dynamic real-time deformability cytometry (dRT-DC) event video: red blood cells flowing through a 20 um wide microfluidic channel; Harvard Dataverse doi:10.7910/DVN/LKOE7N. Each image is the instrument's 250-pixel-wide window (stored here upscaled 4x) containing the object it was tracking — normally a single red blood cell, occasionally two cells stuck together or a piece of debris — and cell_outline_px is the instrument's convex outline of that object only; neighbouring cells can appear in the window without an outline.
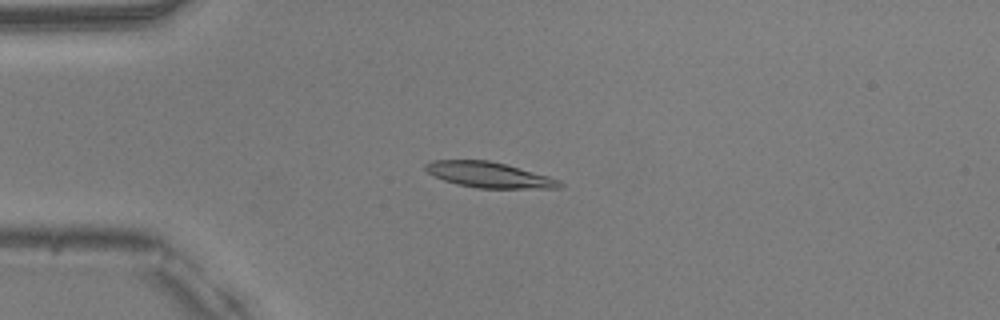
{"species": "common noctule bat (a hibernating species)", "species_latin": "Nyctalus noctula", "temperature_condition": "warm", "stored_images_in_passage": 44, "camera_frame_rate_fps": 3000, "um_per_image_px": 0.085, "animal": {"sex": "male", "body_mass_g": 20.5, "forearm_length_mm": 52.5}, "frame": {"image": 1, "passage_image": 5, "time_ms": 1.333, "image_size_px": [1000, 320], "cell_outline_px": [[564, 188], [476, 188], [456, 184], [444, 180], [428, 172], [424, 168], [424, 164], [432, 160], [488, 160], [504, 164], [548, 176], [560, 180], [564, 184]], "centroid_in_image_um": [41.58, 14.87], "position_along_channel_um": 43.4, "area_um2": 19.88}}
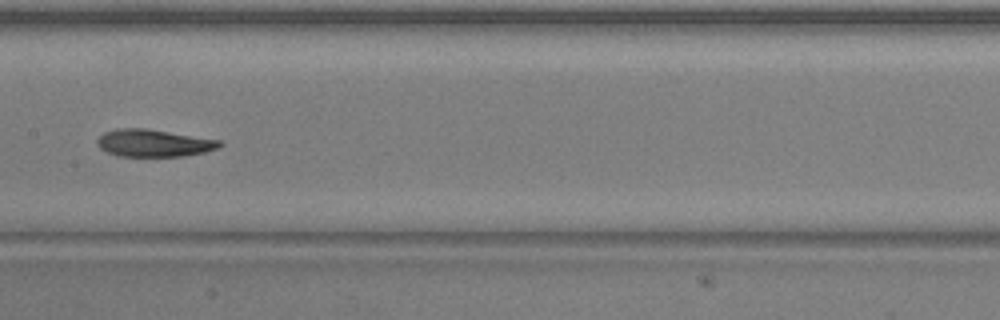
{"frame": {"image": 2, "passage_image": 18, "time_ms": 5.667, "image_size_px": [1000, 320], "cell_outline_px": [[224, 144], [216, 148], [204, 152], [184, 156], [116, 156], [100, 148], [96, 144], [96, 140], [104, 132], [116, 128], [144, 128], [220, 140]], "centroid_in_image_um": [13.03, 12.16], "position_along_channel_um": 194.4, "area_um2": 19.42}}
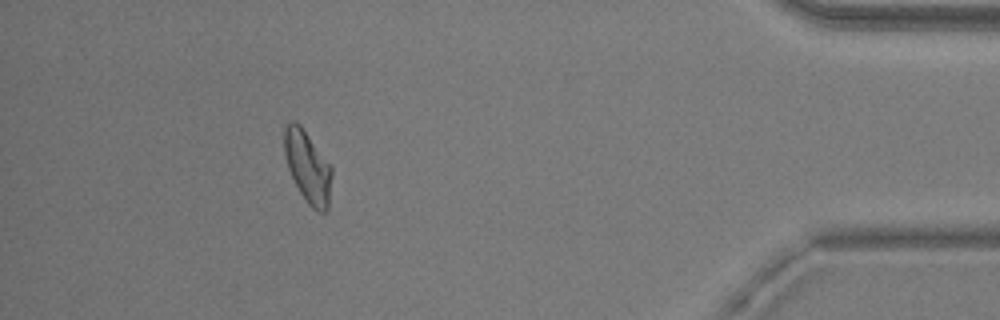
{"frame": {"image": 3, "passage_image": 38, "time_ms": 12.333, "image_size_px": [1000, 320], "cell_outline_px": [[332, 176], [328, 208], [324, 212], [316, 212], [308, 204], [300, 192], [288, 168], [284, 152], [284, 128], [292, 120], [296, 120], [300, 124], [332, 168]], "centroid_in_image_um": [26.15, 14.19], "position_along_channel_um": 409.0, "area_um2": 19.65}, "authors_computed_cell_mechanics": {"area_um2": 19.5653, "velocity_mm_per_s": 4.0048, "shape_relaxation_time_tau1_ms": 11.1919, "shape_relaxation_time_tau2_ms": 5.8676, "deformation_change_tau1": 0.2761, "deformation_change_tau2": 0.1411}}